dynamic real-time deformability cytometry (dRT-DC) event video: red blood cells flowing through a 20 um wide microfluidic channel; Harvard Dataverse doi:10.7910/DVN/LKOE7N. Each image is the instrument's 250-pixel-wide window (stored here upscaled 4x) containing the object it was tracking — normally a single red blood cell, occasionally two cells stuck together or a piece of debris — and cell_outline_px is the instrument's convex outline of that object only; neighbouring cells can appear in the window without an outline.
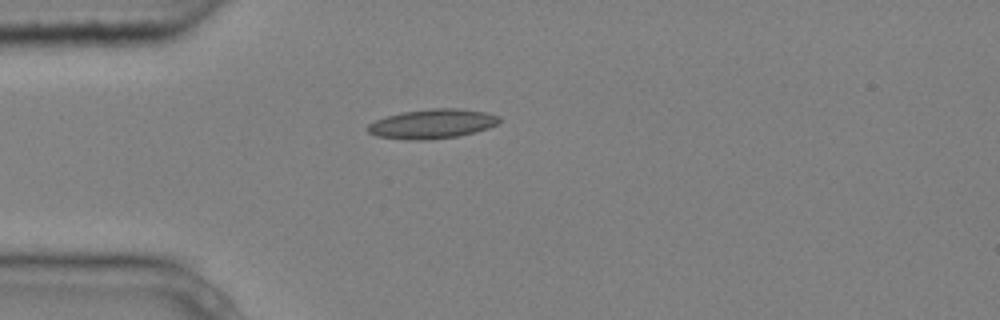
{"species": "common noctule bat (a hibernating species)", "species_latin": "Nyctalus noctula", "temperature_condition": "cold", "stored_images_in_passage": 1, "camera_frame_rate_fps": 3000, "um_per_image_px": 0.085, "animal": {"sex": "male", "body_mass_g": 20.4}, "frame": {"image": 1, "passage_image": 1, "time_ms": 0.0, "image_size_px": [1000, 320], "cell_outline_px": [[500, 120], [496, 124], [488, 128], [476, 132], [460, 136], [428, 140], [408, 140], [376, 136], [368, 132], [368, 124], [376, 120], [388, 116], [404, 112], [432, 108], [460, 108], [484, 112], [500, 116]], "centroid_in_image_um": [36.76, 10.53], "position_along_channel_um": 48.2, "area_um2": 22.54}}